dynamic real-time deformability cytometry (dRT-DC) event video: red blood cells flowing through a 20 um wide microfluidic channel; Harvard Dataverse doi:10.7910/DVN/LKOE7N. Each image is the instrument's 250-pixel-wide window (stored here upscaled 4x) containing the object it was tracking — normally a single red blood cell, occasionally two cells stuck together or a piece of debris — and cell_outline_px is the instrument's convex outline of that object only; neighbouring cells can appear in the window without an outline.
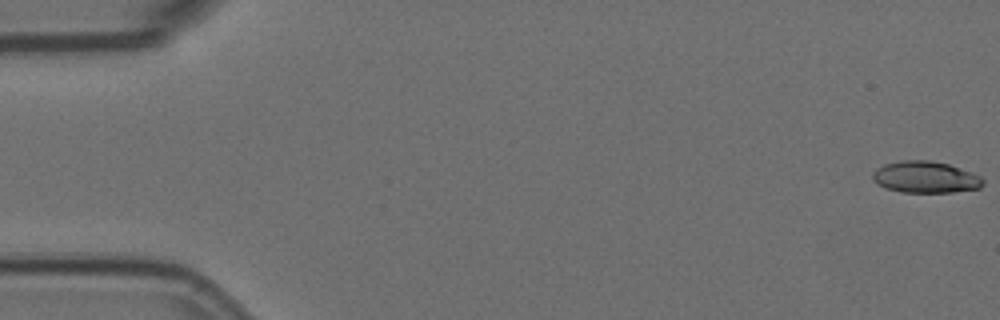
{"species": "Egyptian fruit bat (a non-hibernating species)", "species_latin": "Rousettus aegyptiacus", "temperature_condition": "room temperature", "stored_images_in_passage": 6, "segment_of_instrument_passage": [1, 2], "camera_frame_rate_fps": 3000, "um_per_image_px": 0.085, "animal": {"sex": "female"}, "frame": {"image": 1, "passage_image": 1, "time_ms": 0.0, "image_size_px": [1000, 320], "cell_outline_px": [[984, 184], [980, 188], [952, 192], [900, 192], [884, 188], [876, 184], [872, 180], [872, 172], [876, 168], [884, 164], [900, 160], [928, 160], [948, 164], [980, 176], [984, 180]], "centroid_in_image_um": [78.6, 15.06], "position_along_channel_um": 6.4, "area_um2": 20.46}}
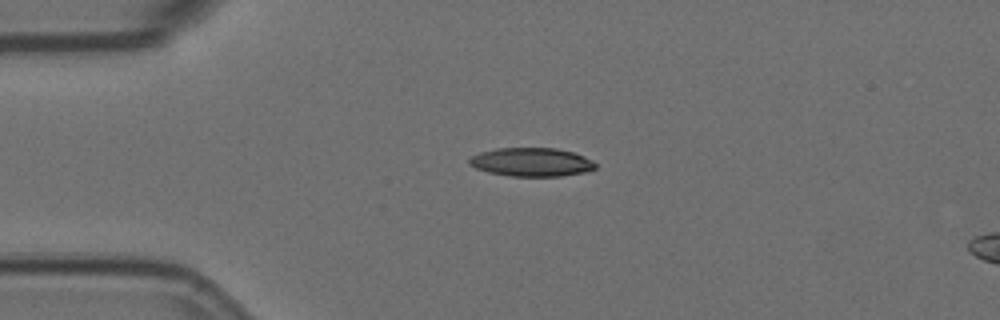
{"frame": {"image": 2, "passage_image": 4, "time_ms": 1.0, "image_size_px": [1000, 320], "cell_outline_px": [[596, 168], [584, 172], [560, 176], [512, 176], [488, 172], [476, 168], [468, 164], [468, 160], [472, 156], [480, 152], [496, 148], [556, 148], [572, 152], [584, 156], [592, 160], [596, 164]], "centroid_in_image_um": [45.16, 13.77], "position_along_channel_um": 39.8, "area_um2": 20.98}}